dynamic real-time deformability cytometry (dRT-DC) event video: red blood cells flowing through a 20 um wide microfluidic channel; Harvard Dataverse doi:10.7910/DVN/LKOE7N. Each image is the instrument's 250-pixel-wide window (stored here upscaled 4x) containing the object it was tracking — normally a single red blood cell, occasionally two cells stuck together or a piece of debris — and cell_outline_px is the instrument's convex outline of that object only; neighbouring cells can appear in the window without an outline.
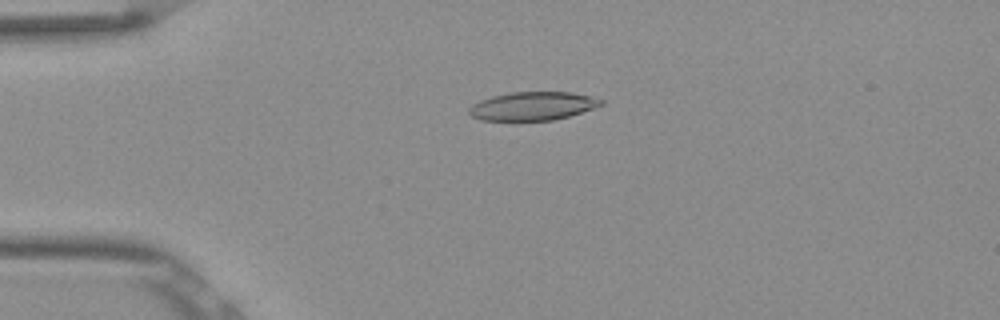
{"species": "Egyptian fruit bat (a non-hibernating species)", "species_latin": "Rousettus aegyptiacus", "temperature_condition": "room temperature", "stored_images_in_passage": 53, "camera_frame_rate_fps": 3000, "um_per_image_px": 0.085, "frame": {"image": 1, "passage_image": 13, "time_ms": 4.0, "image_size_px": [1000, 320], "cell_outline_px": [[604, 104], [568, 116], [552, 120], [480, 120], [472, 116], [468, 112], [468, 108], [472, 104], [480, 100], [492, 96], [512, 92], [572, 92], [592, 96], [604, 100]], "centroid_in_image_um": [45.27, 9.0], "position_along_channel_um": 39.7, "area_um2": 21.79}}
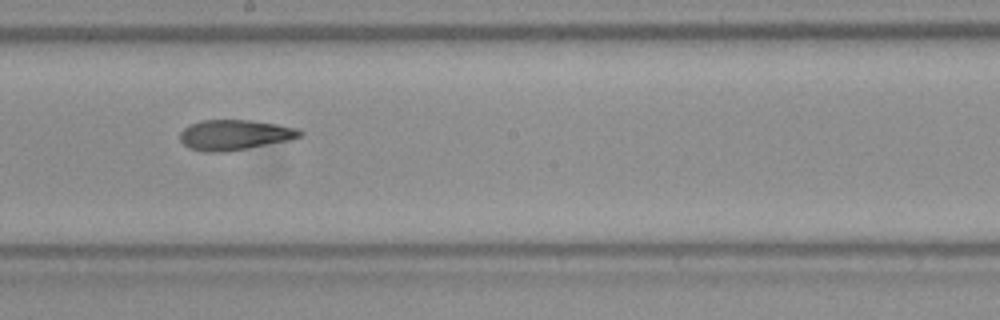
{"frame": {"image": 2, "passage_image": 30, "time_ms": 9.667, "image_size_px": [1000, 320], "cell_outline_px": [[304, 132], [300, 136], [292, 140], [228, 152], [204, 152], [188, 148], [180, 140], [180, 132], [188, 124], [204, 120], [252, 120], [300, 128]], "centroid_in_image_um": [19.96, 11.47], "position_along_channel_um": 228.2, "area_um2": 21.5}}
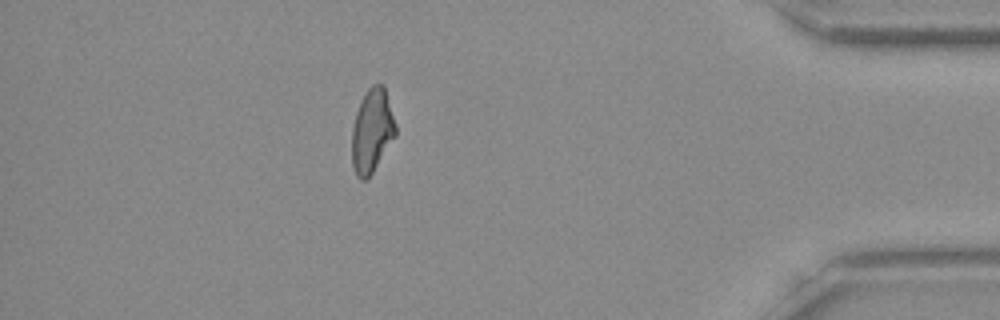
{"frame": {"image": 3, "passage_image": 47, "time_ms": 15.333, "image_size_px": [1000, 320], "cell_outline_px": [[396, 136], [372, 172], [364, 180], [360, 180], [356, 176], [352, 164], [352, 128], [356, 112], [364, 92], [372, 84], [384, 84], [396, 124]], "centroid_in_image_um": [31.62, 11.09], "position_along_channel_um": 403.6, "area_um2": 21.39}, "authors_computed_cell_mechanics": {"area_um2": 21.7328, "velocity_mm_per_s": 3.8531, "shape_relaxation_time_tau1_ms": null, "shape_relaxation_time_tau2_ms": 4.238, "deformation_change_tau1": null, "deformation_change_tau2": 0.1294}}